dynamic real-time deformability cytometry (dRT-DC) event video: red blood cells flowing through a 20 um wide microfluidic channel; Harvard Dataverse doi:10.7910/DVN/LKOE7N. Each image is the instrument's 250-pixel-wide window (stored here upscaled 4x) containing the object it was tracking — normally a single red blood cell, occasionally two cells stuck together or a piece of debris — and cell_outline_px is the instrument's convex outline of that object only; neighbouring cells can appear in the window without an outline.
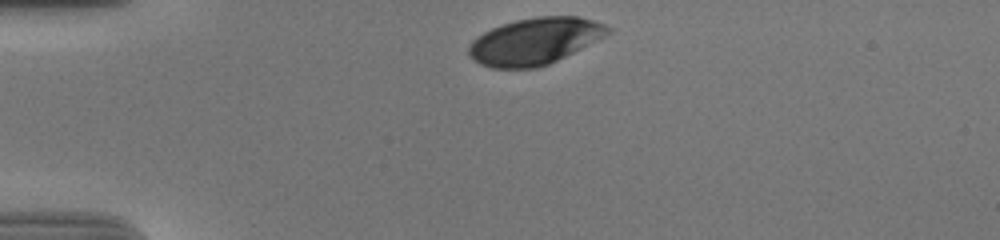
{"species": "human", "species_latin": "Homo sapiens", "temperature_condition": "cold", "stored_images_in_passage": 34, "camera_frame_rate_fps": 3000, "um_per_image_px": 0.085, "donor": {"sex": "male"}, "frame": {"image": 1, "passage_image": 1, "time_ms": 0.0, "image_size_px": [1000, 240], "cell_outline_px": [[612, 28], [604, 36], [548, 64], [536, 68], [492, 68], [480, 64], [472, 60], [468, 52], [468, 48], [472, 40], [476, 36], [492, 28], [516, 20], [536, 16], [576, 16], [592, 20], [604, 24]], "centroid_in_image_um": [45.4, 3.5], "position_along_channel_um": 39.6, "area_um2": 37.4}}
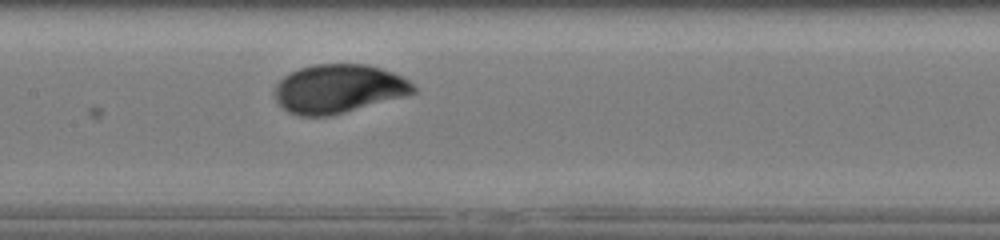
{"frame": {"image": 2, "passage_image": 16, "time_ms": 5.0, "image_size_px": [1000, 240], "cell_outline_px": [[416, 92], [408, 96], [328, 116], [300, 116], [288, 112], [276, 100], [272, 92], [276, 84], [288, 72], [312, 64], [368, 64], [392, 72], [408, 80], [416, 88]], "centroid_in_image_um": [28.76, 7.54], "position_along_channel_um": 178.6, "area_um2": 39.59}}
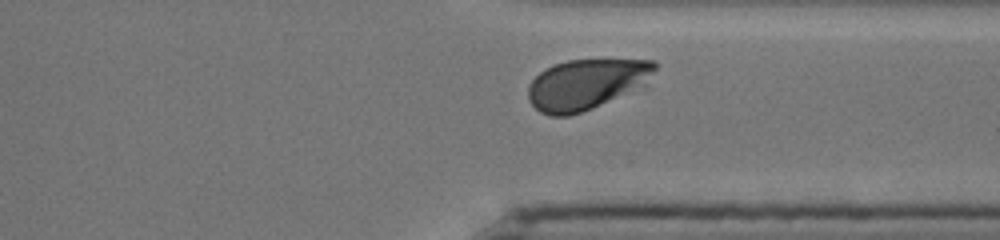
{"frame": {"image": 3, "passage_image": 31, "time_ms": 10.0, "image_size_px": [1000, 240], "cell_outline_px": [[656, 68], [620, 92], [592, 108], [568, 116], [548, 116], [540, 112], [528, 100], [528, 88], [532, 80], [544, 68], [568, 60], [656, 60]], "centroid_in_image_um": [49.58, 7.15], "position_along_channel_um": 361.8, "area_um2": 34.91}, "authors_computed_cell_mechanics": {"area_um2": 39.3329, "velocity_mm_per_s": 3.6483, "shape_relaxation_time_tau1_ms": 2.6572, "shape_relaxation_time_tau2_ms": null, "deformation_change_tau1": 0.1373, "deformation_change_tau2": null}}